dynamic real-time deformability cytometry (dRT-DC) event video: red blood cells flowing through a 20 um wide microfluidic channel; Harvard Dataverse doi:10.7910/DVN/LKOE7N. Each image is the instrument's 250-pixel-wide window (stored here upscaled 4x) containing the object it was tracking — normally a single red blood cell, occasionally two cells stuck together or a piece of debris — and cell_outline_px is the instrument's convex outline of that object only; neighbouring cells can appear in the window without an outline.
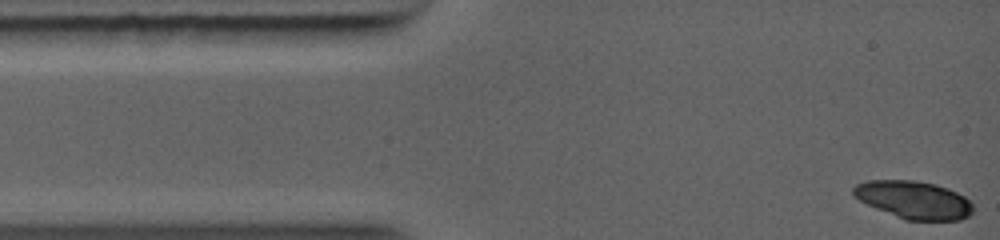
{"species": "common noctule bat (a hibernating species)", "species_latin": "Nyctalus noctula", "temperature_condition": "warm", "stored_images_in_passage": 5, "camera_frame_rate_fps": 5000, "um_per_image_px": 0.085, "animal": {"sex": "female", "body_mass_g": 19.0, "forearm_length_mm": 56.7}, "frame": {"image": 1, "passage_image": 1, "time_ms": 0.0, "image_size_px": [1000, 240], "cell_outline_px": [[972, 212], [968, 216], [960, 220], [904, 220], [876, 208], [852, 196], [852, 188], [856, 184], [868, 180], [912, 180], [936, 184], [948, 188], [964, 196], [972, 204]], "centroid_in_image_um": [77.65, 16.98], "position_along_channel_um": 7.3, "area_um2": 26.3}}
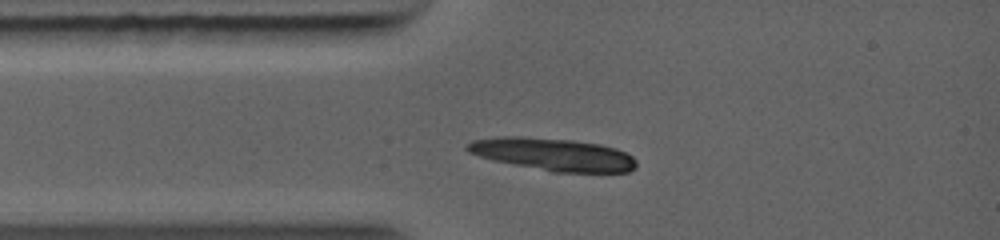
{"frame": {"image": 2, "passage_image": 5, "time_ms": 2.0, "image_size_px": [1000, 240], "cell_outline_px": [[636, 168], [628, 172], [552, 172], [492, 160], [468, 152], [464, 148], [464, 144], [472, 140], [496, 136], [520, 136], [572, 140], [600, 144], [616, 148], [632, 156], [636, 160]], "centroid_in_image_um": [46.97, 13.11], "position_along_channel_um": 38.0, "area_um2": 32.31}}